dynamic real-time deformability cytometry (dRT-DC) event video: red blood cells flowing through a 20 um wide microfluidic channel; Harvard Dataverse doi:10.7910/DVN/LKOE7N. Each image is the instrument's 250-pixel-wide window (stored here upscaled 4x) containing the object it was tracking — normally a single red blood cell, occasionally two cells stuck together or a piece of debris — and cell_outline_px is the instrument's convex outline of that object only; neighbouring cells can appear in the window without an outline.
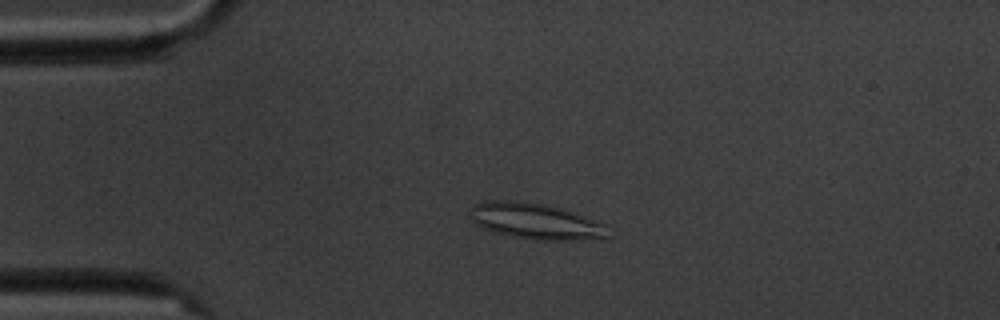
{"species": "common noctule bat (a hibernating species)", "species_latin": "Nyctalus noctula", "temperature_condition": "cold", "stored_images_in_passage": 4, "camera_frame_rate_fps": 3000, "um_per_image_px": 0.085, "animal": {"sex": "male", "body_mass_g": 20.1, "forearm_length_mm": 53.5}, "frame": {"image": 1, "passage_image": 3, "time_ms": 2.333, "image_size_px": [1000, 320], "cell_outline_px": [[608, 224], [604, 240], [536, 240], [512, 236], [496, 232], [484, 228], [476, 224], [468, 216], [468, 212], [476, 204], [488, 200], [516, 200], [548, 204]], "centroid_in_image_um": [45.54, 18.8], "position_along_channel_um": 39.5, "area_um2": 29.19}}